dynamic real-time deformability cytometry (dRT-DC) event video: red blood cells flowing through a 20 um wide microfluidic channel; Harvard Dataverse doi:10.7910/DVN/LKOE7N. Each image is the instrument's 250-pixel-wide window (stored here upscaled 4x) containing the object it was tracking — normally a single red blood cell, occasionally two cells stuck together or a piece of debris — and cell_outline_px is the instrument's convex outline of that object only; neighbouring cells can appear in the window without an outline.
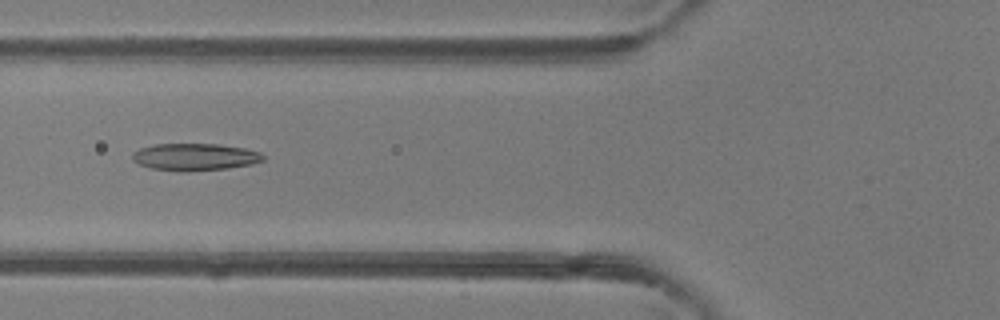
{"species": "common noctule bat (a hibernating species)", "species_latin": "Nyctalus noctula", "temperature_condition": "room temperature", "stored_images_in_passage": 6, "camera_frame_rate_fps": 3000, "um_per_image_px": 0.085, "animal": {"sex": "female"}, "frame": {"image": 1, "passage_image": 6, "time_ms": 1.667, "image_size_px": [1000, 320], "cell_outline_px": [[264, 160], [252, 164], [228, 168], [180, 172], [152, 168], [140, 164], [132, 160], [132, 152], [140, 148], [156, 144], [216, 144], [244, 148], [260, 152], [264, 156]], "centroid_in_image_um": [16.56, 13.34], "position_along_channel_um": 109.2, "area_um2": 20.63}}